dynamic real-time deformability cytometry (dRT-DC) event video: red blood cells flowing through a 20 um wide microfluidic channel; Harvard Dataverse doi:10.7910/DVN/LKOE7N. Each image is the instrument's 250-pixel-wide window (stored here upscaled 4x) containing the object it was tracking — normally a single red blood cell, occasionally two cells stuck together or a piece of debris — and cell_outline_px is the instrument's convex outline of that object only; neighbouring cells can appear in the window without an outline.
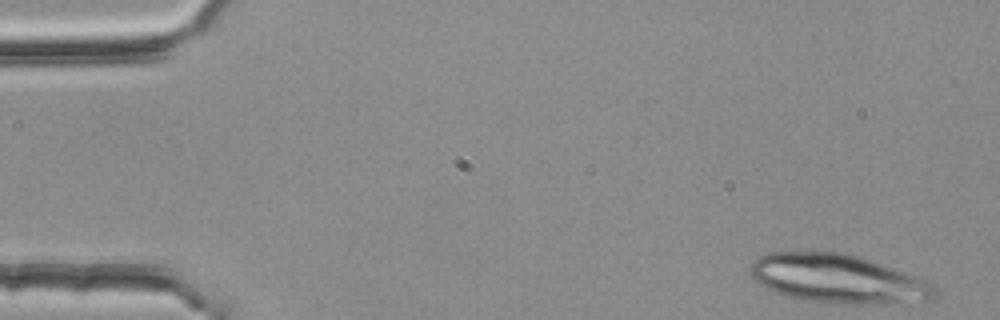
{"species": "common noctule bat (a hibernating species)", "species_latin": "Nyctalus noctula", "temperature_condition": "room temperature", "stored_images_in_passage": 5, "camera_frame_rate_fps": 3000, "um_per_image_px": 0.085, "animal": {"sex": "female", "body_mass_g": 25.1}, "frame": {"image": 1, "passage_image": 1, "time_ms": 0.0, "image_size_px": [1000, 320], "cell_outline_px": [[936, 296], [932, 300], [900, 304], [852, 304], [804, 300], [784, 296], [760, 284], [752, 276], [752, 260], [756, 256], [764, 252], [844, 252], [860, 256], [928, 280], [936, 284]], "centroid_in_image_um": [71.29, 23.7], "position_along_channel_um": 13.7, "area_um2": 53.0}}